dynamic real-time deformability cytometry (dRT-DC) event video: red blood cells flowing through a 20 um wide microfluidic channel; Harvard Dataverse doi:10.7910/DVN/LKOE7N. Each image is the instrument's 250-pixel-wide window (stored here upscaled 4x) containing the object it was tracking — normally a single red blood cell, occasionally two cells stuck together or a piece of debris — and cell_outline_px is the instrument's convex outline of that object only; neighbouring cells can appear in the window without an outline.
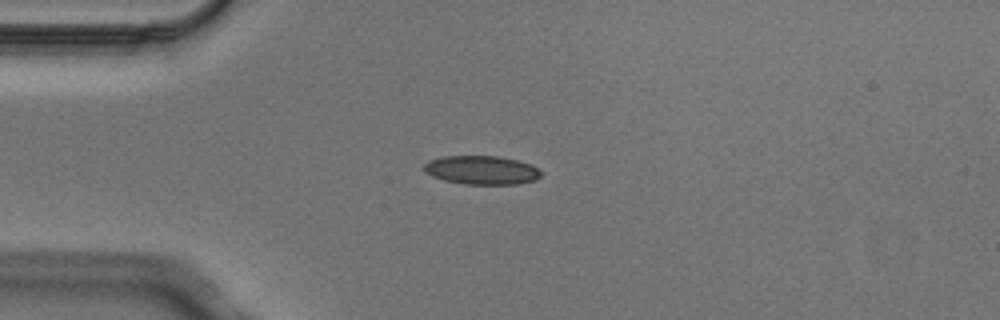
{"species": "Egyptian fruit bat (a non-hibernating species)", "species_latin": "Rousettus aegyptiacus", "temperature_condition": "cold", "stored_images_in_passage": 4, "camera_frame_rate_fps": 3000, "um_per_image_px": 0.085, "animal": {"sex": "male"}, "frame": {"image": 1, "passage_image": 1, "time_ms": 0.0, "image_size_px": [1000, 320], "cell_outline_px": [[540, 176], [536, 180], [516, 184], [464, 184], [444, 180], [432, 176], [424, 172], [424, 164], [428, 160], [444, 156], [496, 156], [516, 160], [532, 164], [540, 172]], "centroid_in_image_um": [40.91, 14.46], "position_along_channel_um": 44.1, "area_um2": 19.54}}
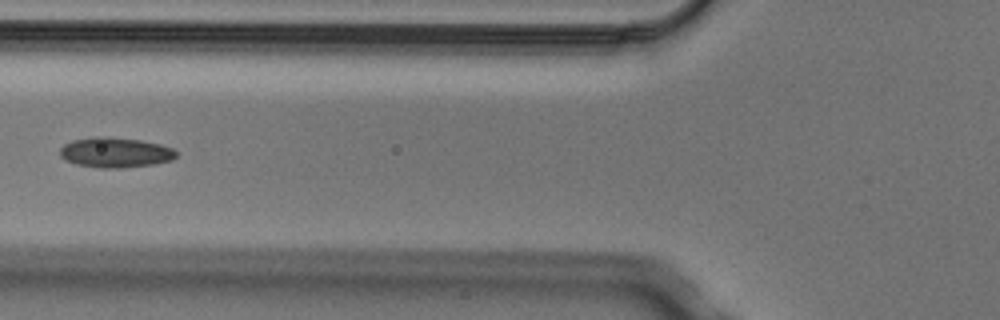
{"frame": {"image": 2, "passage_image": 3, "time_ms": 0.667, "image_size_px": [1000, 320], "cell_outline_px": [[176, 156], [172, 160], [152, 164], [120, 168], [100, 168], [76, 164], [64, 160], [60, 156], [60, 148], [64, 144], [72, 140], [96, 136], [108, 136], [140, 140], [160, 144], [172, 148], [176, 152]], "centroid_in_image_um": [9.76, 12.95], "position_along_channel_um": 116.0, "area_um2": 20.46}}
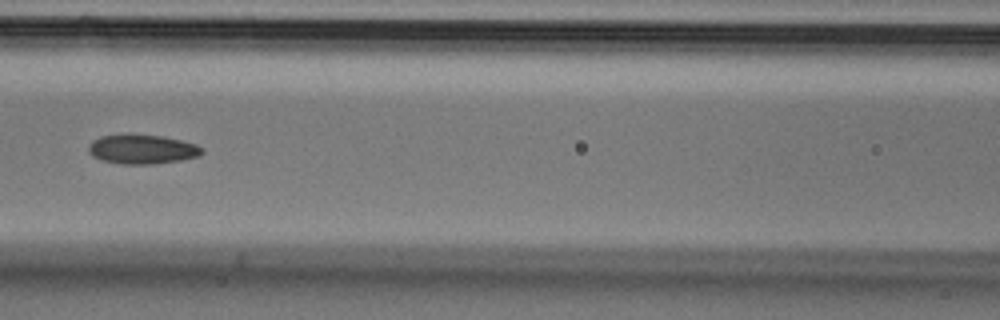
{"frame": {"image": 3, "passage_image": 4, "time_ms": 1.0, "image_size_px": [1000, 320], "cell_outline_px": [[204, 152], [200, 156], [180, 160], [152, 164], [124, 164], [100, 160], [92, 156], [88, 152], [88, 144], [92, 140], [100, 136], [128, 132], [164, 136], [196, 144], [204, 148]], "centroid_in_image_um": [12.05, 12.65], "position_along_channel_um": 154.5, "area_um2": 20.06}}